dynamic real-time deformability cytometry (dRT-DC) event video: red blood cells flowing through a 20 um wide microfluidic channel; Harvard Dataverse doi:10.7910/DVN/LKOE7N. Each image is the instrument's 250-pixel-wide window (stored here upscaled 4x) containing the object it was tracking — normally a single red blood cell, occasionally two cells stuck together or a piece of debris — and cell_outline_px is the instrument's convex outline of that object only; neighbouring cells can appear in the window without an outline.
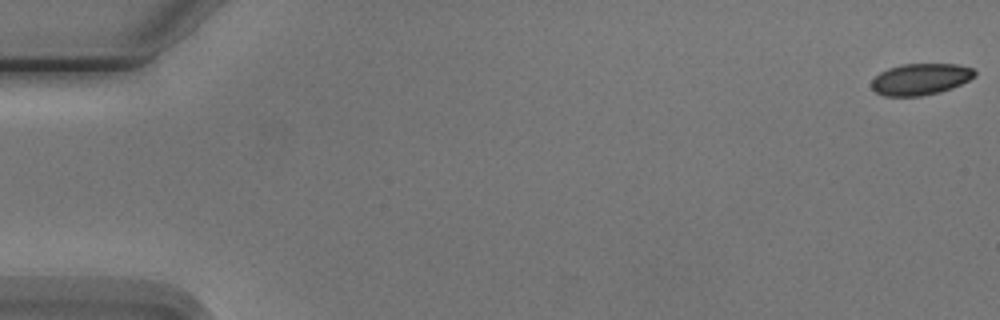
{"species": "Egyptian fruit bat (a non-hibernating species)", "species_latin": "Rousettus aegyptiacus", "temperature_condition": "cold", "stored_images_in_passage": 2, "segment_of_instrument_passage": [2, 2], "camera_frame_rate_fps": 3000, "um_per_image_px": 0.085, "animal": {"sex": "male"}, "frame": {"image": 1, "passage_image": 2, "time_ms": 1.0, "image_size_px": [1000, 320], "cell_outline_px": [[976, 76], [952, 88], [940, 92], [920, 96], [884, 96], [876, 92], [872, 88], [872, 80], [880, 72], [888, 68], [900, 64], [956, 64], [972, 68], [976, 72]], "centroid_in_image_um": [78.24, 6.73], "position_along_channel_um": 6.8, "area_um2": 18.9}}